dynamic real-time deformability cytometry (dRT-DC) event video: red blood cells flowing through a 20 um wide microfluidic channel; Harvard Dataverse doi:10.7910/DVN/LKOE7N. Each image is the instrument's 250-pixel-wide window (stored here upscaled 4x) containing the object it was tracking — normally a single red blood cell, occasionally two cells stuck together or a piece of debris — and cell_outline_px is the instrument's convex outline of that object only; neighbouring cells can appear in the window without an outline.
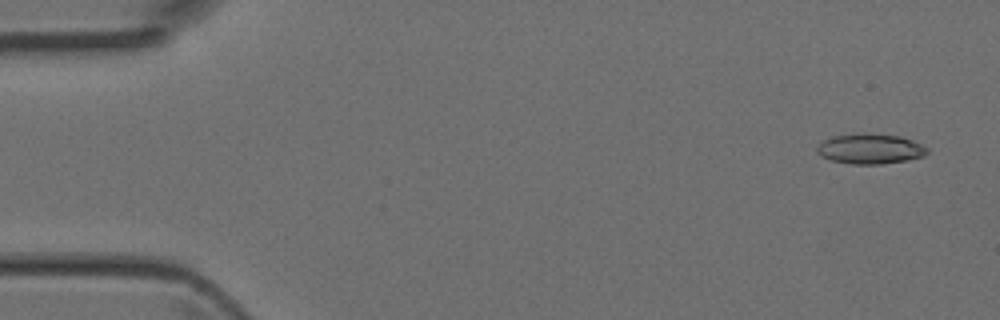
{"species": "Egyptian fruit bat (a non-hibernating species)", "species_latin": "Rousettus aegyptiacus", "temperature_condition": "room temperature", "stored_images_in_passage": 5, "camera_frame_rate_fps": 3000, "um_per_image_px": 0.085, "animal": {"sex": "female"}, "frame": {"image": 1, "passage_image": 1, "time_ms": 0.0, "image_size_px": [1000, 320], "cell_outline_px": [[928, 152], [924, 156], [908, 160], [880, 164], [852, 164], [832, 160], [820, 156], [816, 152], [816, 148], [824, 140], [832, 136], [868, 132], [900, 136], [912, 140], [928, 148]], "centroid_in_image_um": [73.96, 12.64], "position_along_channel_um": 11.0, "area_um2": 19.48}}
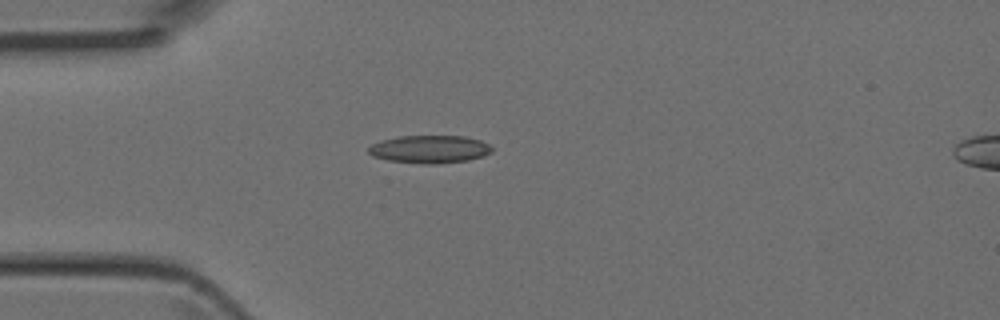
{"frame": {"image": 2, "passage_image": 4, "time_ms": 1.0, "image_size_px": [1000, 320], "cell_outline_px": [[492, 152], [484, 156], [468, 160], [440, 164], [424, 164], [388, 160], [372, 156], [368, 152], [368, 148], [372, 144], [380, 140], [400, 136], [464, 136], [480, 140], [488, 144], [492, 148]], "centroid_in_image_um": [36.52, 12.69], "position_along_channel_um": 48.5, "area_um2": 20.11}}